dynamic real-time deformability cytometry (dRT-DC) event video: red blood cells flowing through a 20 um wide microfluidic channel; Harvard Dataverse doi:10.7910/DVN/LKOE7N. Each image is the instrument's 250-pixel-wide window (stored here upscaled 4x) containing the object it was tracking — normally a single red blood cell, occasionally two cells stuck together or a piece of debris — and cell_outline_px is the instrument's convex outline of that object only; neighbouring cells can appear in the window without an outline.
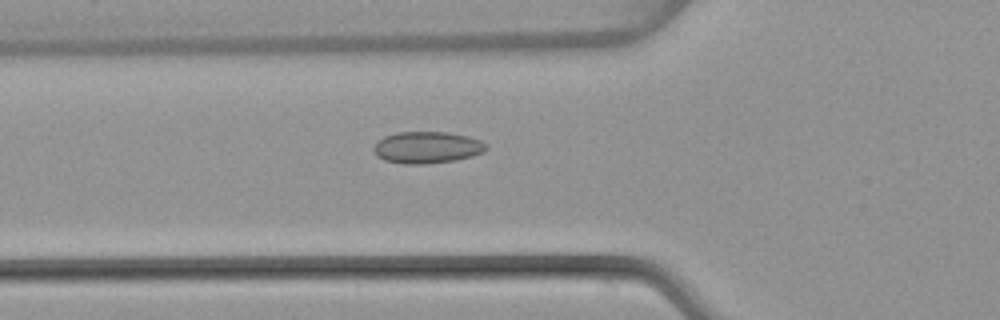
{"species": "common noctule bat (a hibernating species)", "species_latin": "Nyctalus noctula", "temperature_condition": "warm", "stored_images_in_passage": 50, "camera_frame_rate_fps": 3000, "um_per_image_px": 0.085, "animal": {"sex": "female", "body_mass_g": 22.7, "forearm_length_mm": 54.2}, "frame": {"image": 1, "passage_image": 18, "time_ms": 5.667, "image_size_px": [1000, 320], "cell_outline_px": [[488, 148], [484, 152], [472, 156], [456, 160], [424, 164], [404, 164], [384, 160], [376, 156], [372, 148], [376, 140], [384, 136], [396, 132], [448, 132], [468, 136], [480, 140], [488, 144]], "centroid_in_image_um": [36.28, 12.53], "position_along_channel_um": 89.5, "area_um2": 21.15}}
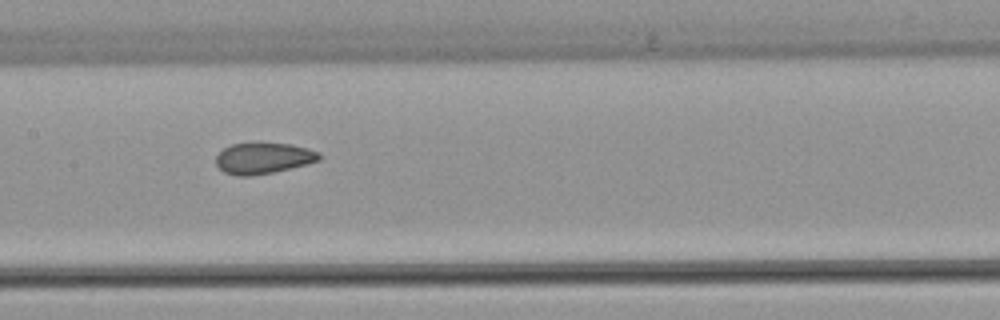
{"frame": {"image": 2, "passage_image": 25, "time_ms": 8.0, "image_size_px": [1000, 320], "cell_outline_px": [[324, 156], [320, 160], [308, 164], [272, 172], [252, 176], [236, 176], [224, 172], [216, 164], [216, 156], [224, 148], [232, 144], [292, 144], [308, 148], [320, 152]], "centroid_in_image_um": [22.43, 13.46], "position_along_channel_um": 185.0, "area_um2": 18.61}}
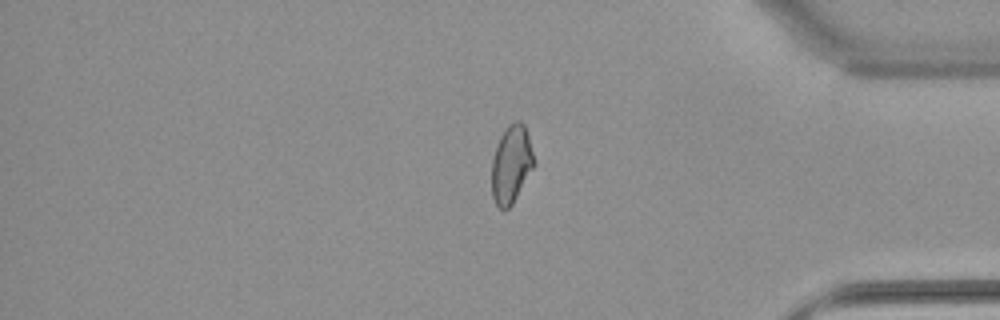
{"frame": {"image": 3, "passage_image": 42, "time_ms": 13.667, "image_size_px": [1000, 320], "cell_outline_px": [[536, 164], [512, 204], [508, 208], [500, 208], [496, 204], [492, 196], [492, 160], [500, 136], [508, 124], [516, 120], [520, 120], [524, 124], [528, 136]], "centroid_in_image_um": [43.47, 13.94], "position_along_channel_um": 391.7, "area_um2": 19.07}, "authors_computed_cell_mechanics": {"area_um2": 19.7098, "velocity_mm_per_s": 4.0713, "shape_relaxation_time_tau1_ms": null, "shape_relaxation_time_tau2_ms": 1.8948, "deformation_change_tau1": null, "deformation_change_tau2": 0.0604}}